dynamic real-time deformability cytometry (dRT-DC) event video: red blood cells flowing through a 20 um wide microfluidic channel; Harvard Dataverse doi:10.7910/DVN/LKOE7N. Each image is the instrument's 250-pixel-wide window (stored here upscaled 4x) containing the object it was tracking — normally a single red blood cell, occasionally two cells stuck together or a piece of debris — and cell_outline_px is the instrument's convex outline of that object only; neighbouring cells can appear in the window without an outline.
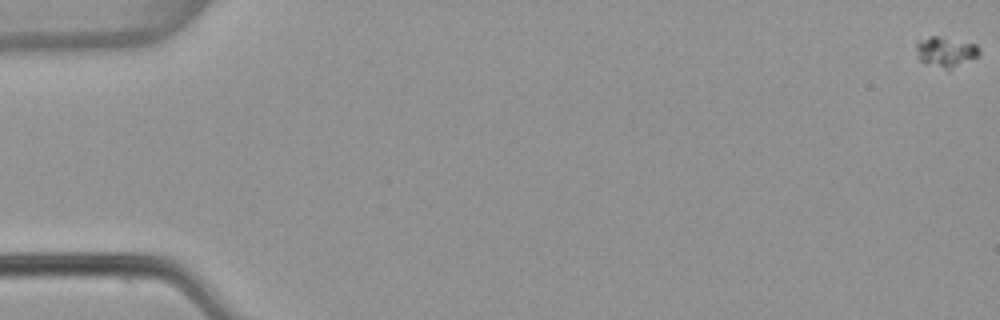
{"species": "common noctule bat (a hibernating species)", "species_latin": "Nyctalus noctula", "temperature_condition": "warm", "stored_images_in_passage": 6, "camera_frame_rate_fps": 3000, "um_per_image_px": 0.085, "animal": {"sex": "female", "body_mass_g": 22.7, "forearm_length_mm": 54.2}, "frame": {"image": 1, "passage_image": 1, "time_ms": 0.0, "image_size_px": [1000, 320], "cell_outline_px": [[980, 52], [976, 56], [952, 68], [944, 68], [920, 60], [916, 56], [916, 44], [920, 40], [928, 36], [944, 36], [976, 44], [980, 48]], "centroid_in_image_um": [80.37, 4.35], "position_along_channel_um": 4.6, "area_um2": 10.87}}
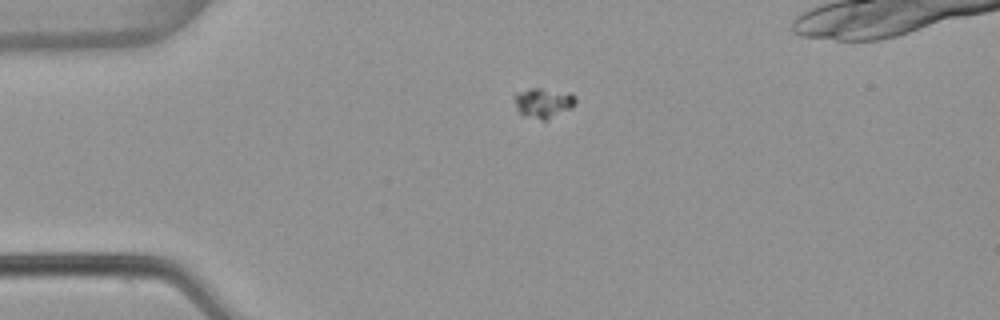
{"frame": {"image": 2, "passage_image": 5, "time_ms": 1.333, "image_size_px": [1000, 320], "cell_outline_px": [[576, 100], [568, 108], [548, 120], [540, 120], [524, 116], [516, 108], [512, 96], [516, 92], [528, 88], [540, 88], [572, 92], [576, 96]], "centroid_in_image_um": [46.13, 8.71], "position_along_channel_um": 38.9, "area_um2": 10.81}}